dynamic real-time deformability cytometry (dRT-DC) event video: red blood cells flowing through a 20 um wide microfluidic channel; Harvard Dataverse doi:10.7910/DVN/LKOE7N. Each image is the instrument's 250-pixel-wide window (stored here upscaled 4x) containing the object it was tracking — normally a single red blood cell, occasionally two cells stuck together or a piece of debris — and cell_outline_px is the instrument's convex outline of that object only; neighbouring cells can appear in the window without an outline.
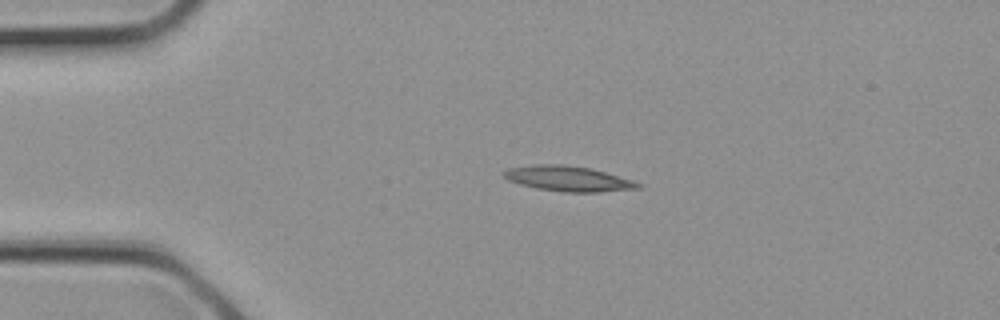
{"species": "common noctule bat (a hibernating species)", "species_latin": "Nyctalus noctula", "temperature_condition": "cold", "stored_images_in_passage": 3, "camera_frame_rate_fps": 3000, "um_per_image_px": 0.085, "animal": {"sex": "female", "body_mass_g": 21.9}, "frame": {"image": 1, "passage_image": 2, "time_ms": 0.333, "image_size_px": [1000, 320], "cell_outline_px": [[644, 184], [640, 188], [600, 192], [564, 192], [536, 188], [520, 184], [508, 180], [504, 176], [504, 172], [508, 168], [536, 164], [564, 164], [592, 168], [632, 180]], "centroid_in_image_um": [48.32, 15.18], "position_along_channel_um": 36.7, "area_um2": 19.77}}
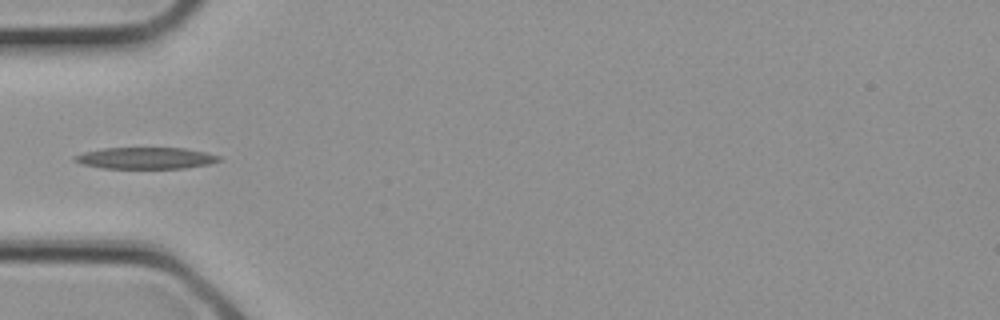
{"frame": {"image": 2, "passage_image": 3, "time_ms": 0.667, "image_size_px": [1000, 320], "cell_outline_px": [[220, 160], [208, 164], [184, 168], [100, 168], [84, 164], [72, 160], [72, 156], [84, 152], [104, 148], [184, 148], [204, 152], [220, 156]], "centroid_in_image_um": [12.34, 13.44], "position_along_channel_um": 72.7, "area_um2": 17.98}}